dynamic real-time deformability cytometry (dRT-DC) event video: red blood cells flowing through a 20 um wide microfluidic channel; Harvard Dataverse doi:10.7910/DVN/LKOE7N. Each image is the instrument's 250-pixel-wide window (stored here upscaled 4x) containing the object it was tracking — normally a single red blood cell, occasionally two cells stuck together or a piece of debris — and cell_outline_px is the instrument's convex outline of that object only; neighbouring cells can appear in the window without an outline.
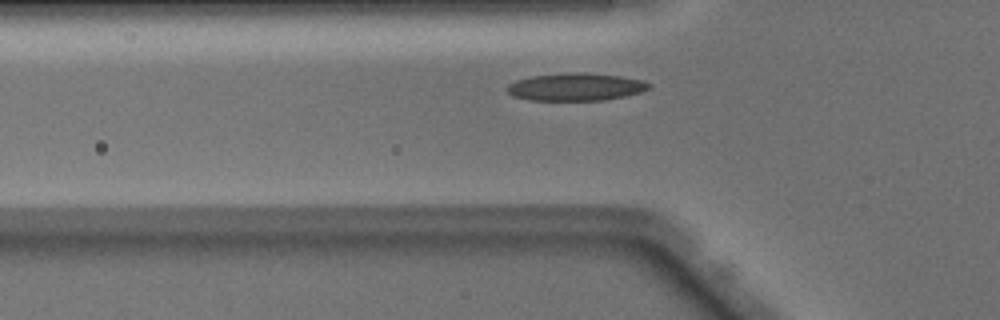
{"species": "Egyptian fruit bat (a non-hibernating species)", "species_latin": "Rousettus aegyptiacus", "temperature_condition": "warm", "stored_images_in_passage": 38, "camera_frame_rate_fps": 3000, "um_per_image_px": 0.085, "animal": {"sex": "male"}, "frame": {"image": 1, "passage_image": 8, "time_ms": 2.333, "image_size_px": [1000, 320], "cell_outline_px": [[652, 88], [640, 92], [624, 96], [604, 100], [532, 100], [512, 96], [504, 88], [508, 84], [516, 80], [532, 76], [576, 72], [584, 72], [620, 76], [640, 80], [652, 84]], "centroid_in_image_um": [48.93, 7.39], "position_along_channel_um": 76.9, "area_um2": 22.77}}
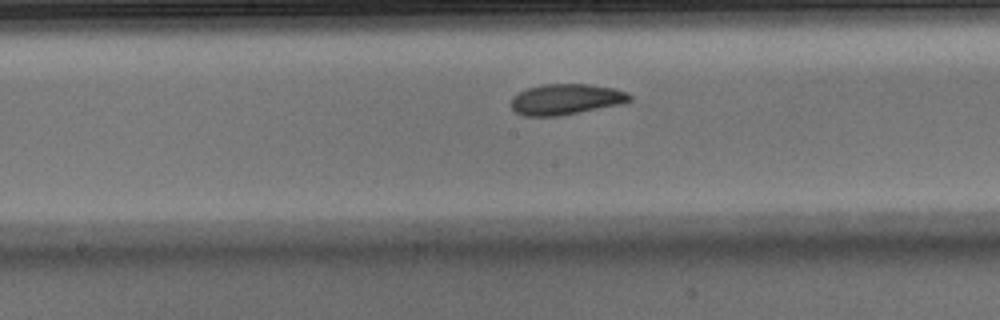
{"frame": {"image": 2, "passage_image": 17, "time_ms": 5.333, "image_size_px": [1000, 320], "cell_outline_px": [[632, 100], [624, 104], [560, 116], [520, 116], [512, 108], [512, 96], [528, 88], [544, 84], [592, 84], [616, 88], [628, 92], [632, 96]], "centroid_in_image_um": [48.17, 8.44], "position_along_channel_um": 200.0, "area_um2": 21.62}}
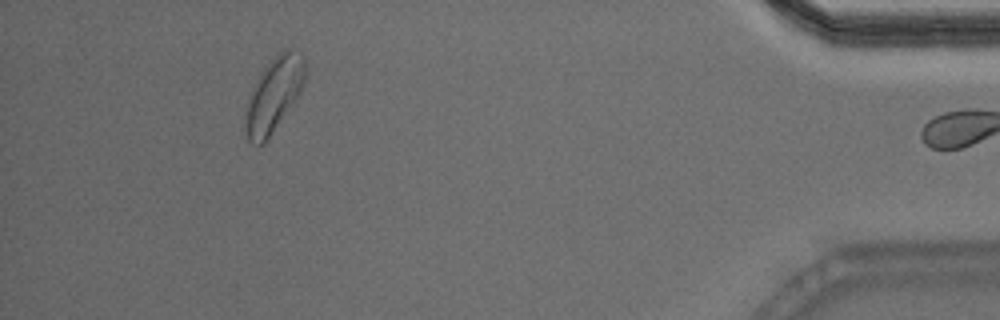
{"frame": {"image": 3, "passage_image": 37, "time_ms": 12.0, "image_size_px": [1000, 320], "cell_outline_px": [[304, 80], [300, 92], [264, 144], [252, 144], [248, 140], [244, 116], [244, 108], [248, 92], [260, 72], [284, 48], [292, 48], [300, 52], [304, 56]], "centroid_in_image_um": [23.23, 8.03], "position_along_channel_um": 412.0, "area_um2": 25.84}, "authors_computed_cell_mechanics": {"area_um2": 21.7617, "velocity_mm_per_s": 4.0732, "shape_relaxation_time_tau1_ms": 3.5592, "shape_relaxation_time_tau2_ms": 3.1813, "deformation_change_tau1": 0.1256, "deformation_change_tau2": 0.0974}}